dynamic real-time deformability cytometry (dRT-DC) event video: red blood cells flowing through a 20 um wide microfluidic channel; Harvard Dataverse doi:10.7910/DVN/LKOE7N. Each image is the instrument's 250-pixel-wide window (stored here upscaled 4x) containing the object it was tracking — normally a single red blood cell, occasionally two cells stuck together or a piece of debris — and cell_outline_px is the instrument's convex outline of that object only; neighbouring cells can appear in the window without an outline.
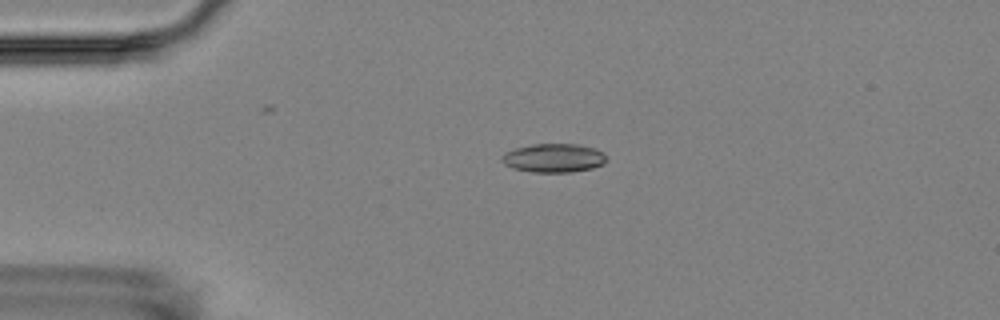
{"species": "Egyptian fruit bat (a non-hibernating species)", "species_latin": "Rousettus aegyptiacus", "temperature_condition": "room temperature", "stored_images_in_passage": 4, "camera_frame_rate_fps": 3000, "um_per_image_px": 0.085, "animal": {"sex": "female"}, "frame": {"image": 1, "passage_image": 2, "time_ms": 2.0, "image_size_px": [1000, 320], "cell_outline_px": [[608, 160], [604, 164], [592, 168], [572, 172], [532, 172], [512, 168], [504, 164], [500, 160], [504, 152], [516, 148], [532, 144], [576, 144], [596, 148], [604, 152]], "centroid_in_image_um": [47.08, 13.43], "position_along_channel_um": 37.9, "area_um2": 17.74}}